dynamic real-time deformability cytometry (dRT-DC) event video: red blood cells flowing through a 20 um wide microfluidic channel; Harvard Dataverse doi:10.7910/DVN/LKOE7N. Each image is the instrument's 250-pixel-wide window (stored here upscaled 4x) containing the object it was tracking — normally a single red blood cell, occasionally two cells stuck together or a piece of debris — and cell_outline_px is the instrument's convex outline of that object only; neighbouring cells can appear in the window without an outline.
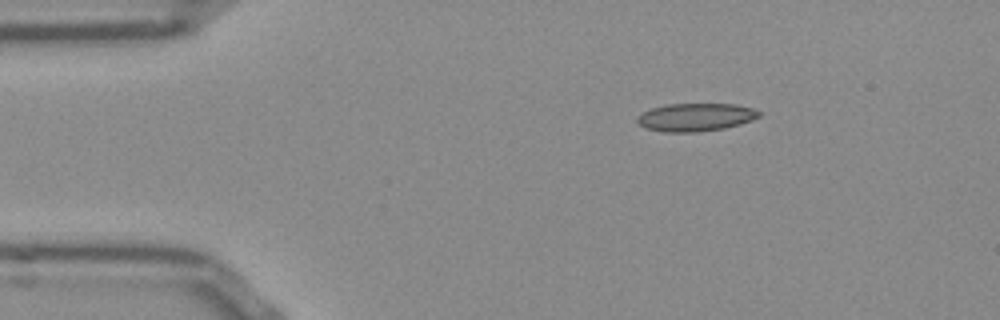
{"species": "Egyptian fruit bat (a non-hibernating species)", "species_latin": "Rousettus aegyptiacus", "temperature_condition": "room temperature", "stored_images_in_passage": 45, "camera_frame_rate_fps": 3000, "um_per_image_px": 0.085, "frame": {"image": 1, "passage_image": 1, "time_ms": 0.0, "image_size_px": [1000, 320], "cell_outline_px": [[760, 116], [752, 120], [740, 124], [724, 128], [696, 132], [664, 132], [648, 128], [640, 124], [636, 120], [636, 116], [652, 108], [668, 104], [736, 104], [752, 108], [760, 112]], "centroid_in_image_um": [59.14, 9.96], "position_along_channel_um": 25.9, "area_um2": 19.71}}
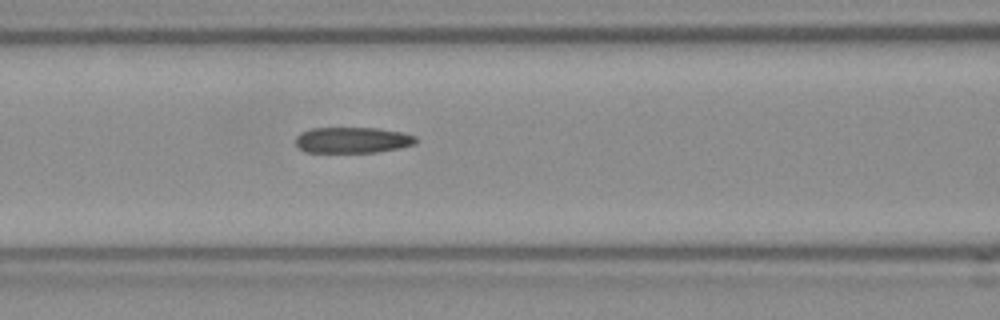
{"frame": {"image": 2, "passage_image": 14, "time_ms": 4.333, "image_size_px": [1000, 320], "cell_outline_px": [[416, 144], [376, 152], [304, 152], [296, 144], [296, 136], [300, 132], [312, 128], [380, 128], [404, 132], [416, 136]], "centroid_in_image_um": [29.96, 11.89], "position_along_channel_um": 136.6, "area_um2": 18.21}}
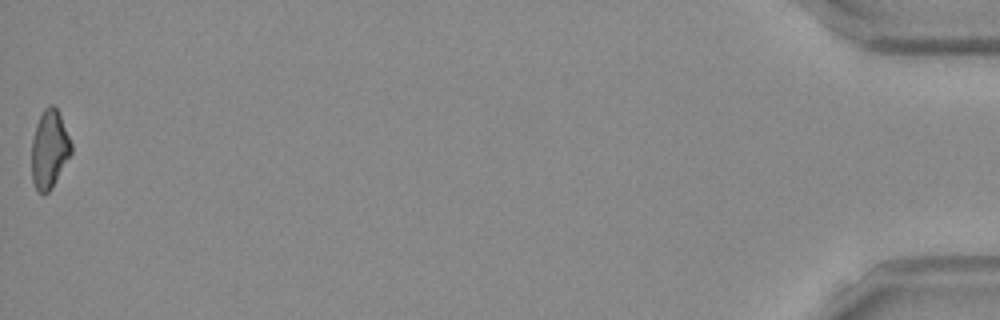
{"frame": {"image": 3, "passage_image": 45, "time_ms": 14.667, "image_size_px": [1000, 320], "cell_outline_px": [[72, 152], [52, 188], [48, 192], [36, 192], [32, 180], [32, 140], [36, 124], [44, 108], [48, 104], [52, 104], [56, 108], [60, 116], [72, 144]], "centroid_in_image_um": [4.19, 12.7], "position_along_channel_um": 431.0, "area_um2": 17.92}, "authors_computed_cell_mechanics": {"area_um2": 19.0162, "velocity_mm_per_s": 3.8631, "shape_relaxation_time_tau1_ms": null, "shape_relaxation_time_tau2_ms": 6.4592, "deformation_change_tau1": null, "deformation_change_tau2": 0.1801}}